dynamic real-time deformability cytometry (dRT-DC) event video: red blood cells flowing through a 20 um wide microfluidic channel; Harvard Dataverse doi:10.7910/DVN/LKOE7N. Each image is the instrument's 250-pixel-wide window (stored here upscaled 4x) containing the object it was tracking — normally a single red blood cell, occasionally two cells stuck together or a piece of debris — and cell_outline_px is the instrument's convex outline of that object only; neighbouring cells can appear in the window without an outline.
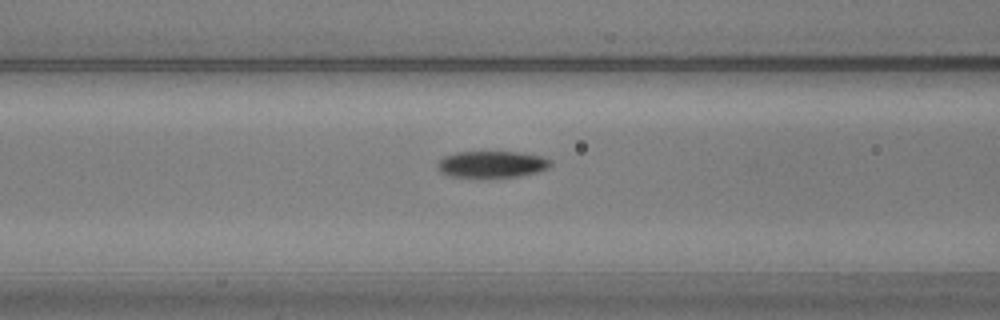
{"species": "common noctule bat (a hibernating species)", "species_latin": "Nyctalus noctula", "temperature_condition": "warm", "stored_images_in_passage": 53, "camera_frame_rate_fps": 3000, "um_per_image_px": 0.085, "animal": {"sex": "male", "body_mass_g": 20.5, "forearm_length_mm": 52.5}, "frame": {"image": 1, "passage_image": 22, "time_ms": 7.0, "image_size_px": [1000, 320], "cell_outline_px": [[552, 164], [548, 168], [540, 172], [520, 176], [452, 176], [440, 172], [436, 168], [436, 164], [444, 156], [456, 152], [520, 152], [540, 156], [552, 160]], "centroid_in_image_um": [41.83, 13.95], "position_along_channel_um": 124.8, "area_um2": 17.4}}
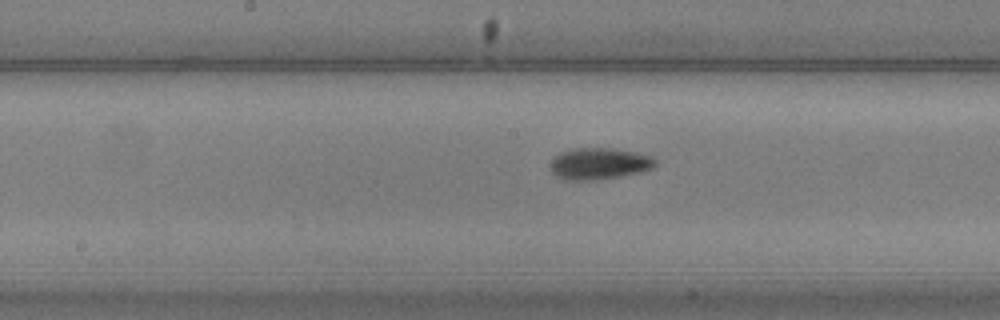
{"frame": {"image": 2, "passage_image": 28, "time_ms": 9.0, "image_size_px": [1000, 320], "cell_outline_px": [[656, 164], [652, 168], [640, 172], [620, 176], [596, 180], [564, 180], [556, 176], [548, 168], [552, 160], [560, 152], [576, 148], [612, 148], [652, 156], [656, 160]], "centroid_in_image_um": [50.89, 13.92], "position_along_channel_um": 197.3, "area_um2": 19.31}}
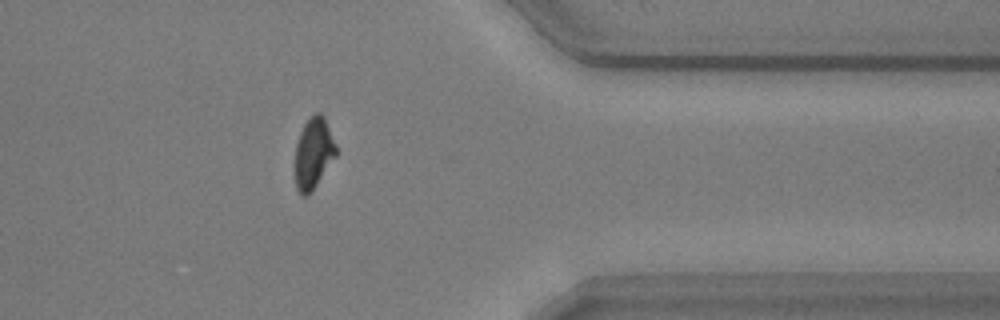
{"frame": {"image": 3, "passage_image": 45, "time_ms": 14.667, "image_size_px": [1000, 320], "cell_outline_px": [[336, 156], [308, 196], [300, 196], [296, 188], [296, 144], [300, 132], [304, 124], [316, 112], [320, 112], [324, 116], [336, 144]], "centroid_in_image_um": [26.65, 13.03], "position_along_channel_um": 384.7, "area_um2": 16.76}, "authors_computed_cell_mechanics": {"area_um2": 17.629, "velocity_mm_per_s": 3.6071, "shape_relaxation_time_tau1_ms": 3.0023, "shape_relaxation_time_tau2_ms": 3.4117, "deformation_change_tau1": 0.1413, "deformation_change_tau2": 0.0945}}